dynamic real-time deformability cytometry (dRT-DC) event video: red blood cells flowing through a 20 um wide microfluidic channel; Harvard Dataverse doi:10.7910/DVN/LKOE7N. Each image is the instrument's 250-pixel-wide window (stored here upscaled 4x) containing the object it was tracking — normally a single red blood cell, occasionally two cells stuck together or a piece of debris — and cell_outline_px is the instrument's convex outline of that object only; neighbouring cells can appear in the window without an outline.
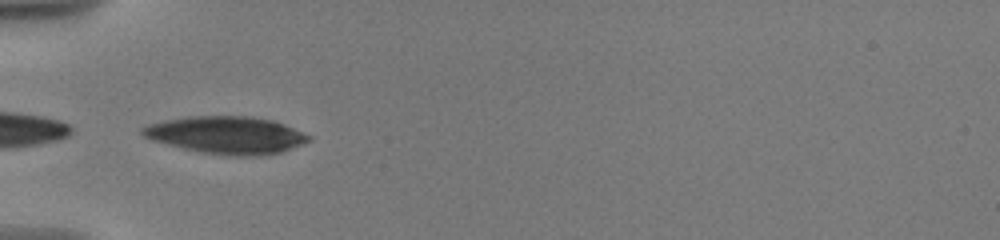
{"species": "human", "species_latin": "Homo sapiens", "temperature_condition": "warm", "stored_images_in_passage": 15, "camera_frame_rate_fps": 3000, "um_per_image_px": 0.085, "donor": {"sex": "male"}, "frame": {"image": 1, "passage_image": 1, "time_ms": 0.0, "image_size_px": [1000, 240], "cell_outline_px": [[312, 140], [280, 152], [256, 156], [232, 156], [204, 152], [184, 148], [152, 140], [144, 136], [140, 132], [140, 128], [148, 124], [164, 120], [188, 116], [252, 116], [272, 120], [312, 136]], "centroid_in_image_um": [19.23, 11.47], "position_along_channel_um": 65.8, "area_um2": 35.95}}
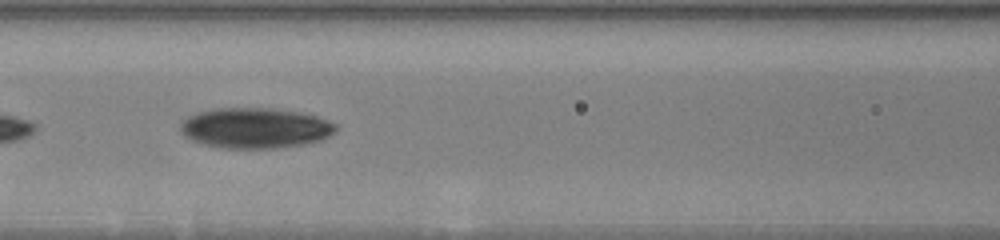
{"frame": {"image": 2, "passage_image": 10, "time_ms": 2.333, "image_size_px": [1000, 240], "cell_outline_px": [[336, 132], [320, 140], [304, 144], [276, 148], [220, 148], [200, 144], [184, 136], [180, 132], [180, 124], [188, 116], [196, 112], [220, 108], [272, 108], [300, 112], [316, 116], [336, 124]], "centroid_in_image_um": [21.66, 10.88], "position_along_channel_um": 144.9, "area_um2": 36.76}}
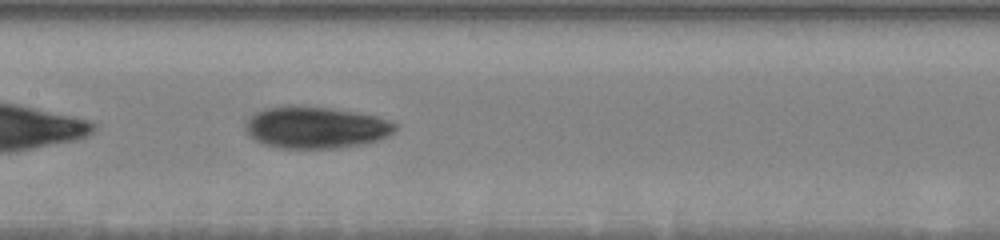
{"frame": {"image": 3, "passage_image": 14, "time_ms": 3.333, "image_size_px": [1000, 240], "cell_outline_px": [[396, 128], [392, 132], [380, 140], [360, 144], [336, 148], [280, 148], [264, 144], [256, 140], [244, 128], [248, 120], [256, 112], [264, 108], [284, 104], [300, 104], [332, 108], [376, 116], [396, 124]], "centroid_in_image_um": [26.8, 10.81], "position_along_channel_um": 180.6, "area_um2": 36.53}}